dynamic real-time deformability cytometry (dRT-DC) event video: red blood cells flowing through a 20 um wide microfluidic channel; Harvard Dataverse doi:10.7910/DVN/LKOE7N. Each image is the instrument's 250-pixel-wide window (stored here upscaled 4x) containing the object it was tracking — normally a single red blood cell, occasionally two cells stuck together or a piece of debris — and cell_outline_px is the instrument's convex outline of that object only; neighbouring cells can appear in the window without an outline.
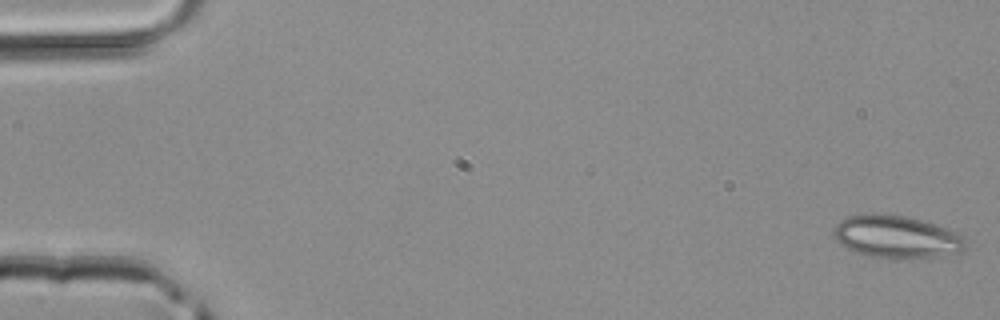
{"species": "common noctule bat (a hibernating species)", "species_latin": "Nyctalus noctula", "temperature_condition": "room temperature", "stored_images_in_passage": 4, "camera_frame_rate_fps": 3000, "um_per_image_px": 0.085, "animal": {"sex": "male", "body_mass_g": 20.4}, "frame": {"image": 1, "passage_image": 1, "time_ms": 0.0, "image_size_px": [1000, 320], "cell_outline_px": [[964, 248], [960, 252], [936, 256], [900, 260], [864, 256], [840, 244], [836, 240], [832, 232], [832, 228], [840, 220], [848, 216], [904, 216], [920, 220], [956, 232], [964, 236]], "centroid_in_image_um": [76.17, 20.19], "position_along_channel_um": 8.8, "area_um2": 32.19}}